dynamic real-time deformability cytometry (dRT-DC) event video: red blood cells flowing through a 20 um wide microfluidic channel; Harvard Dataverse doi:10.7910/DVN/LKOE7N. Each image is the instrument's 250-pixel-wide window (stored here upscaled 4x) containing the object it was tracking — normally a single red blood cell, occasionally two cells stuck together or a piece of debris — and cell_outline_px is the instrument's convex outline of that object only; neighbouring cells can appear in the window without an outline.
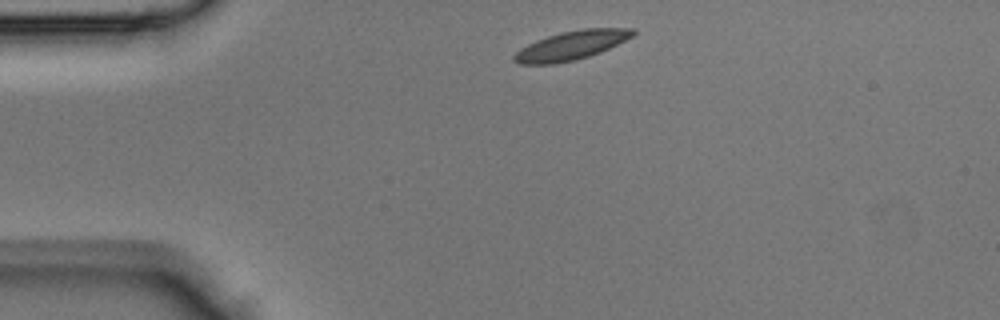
{"species": "Egyptian fruit bat (a non-hibernating species)", "species_latin": "Rousettus aegyptiacus", "temperature_condition": "room temperature", "stored_images_in_passage": 36, "camera_frame_rate_fps": 3000, "um_per_image_px": 0.085, "animal": {"sex": "male"}, "frame": {"image": 1, "passage_image": 1, "time_ms": 0.0, "image_size_px": [1000, 320], "cell_outline_px": [[636, 32], [632, 36], [600, 52], [576, 60], [556, 64], [520, 64], [512, 60], [512, 56], [520, 48], [536, 40], [560, 32], [584, 28], [636, 28]], "centroid_in_image_um": [48.53, 3.86], "position_along_channel_um": 36.5, "area_um2": 20.0}}
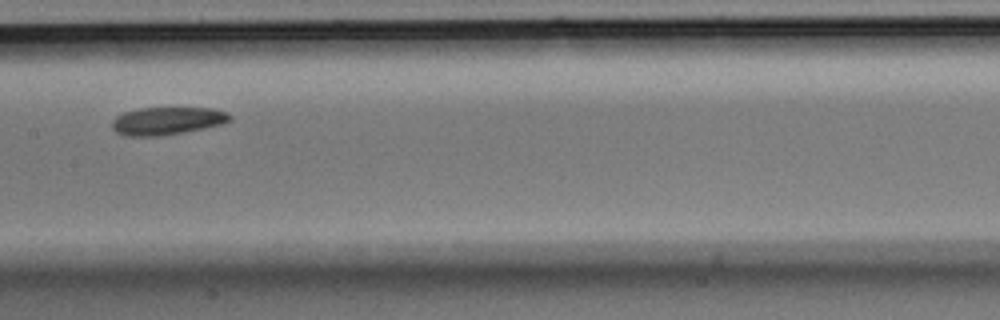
{"frame": {"image": 2, "passage_image": 14, "time_ms": 4.333, "image_size_px": [1000, 320], "cell_outline_px": [[232, 120], [220, 124], [160, 136], [128, 136], [116, 132], [112, 128], [112, 120], [116, 116], [124, 112], [140, 108], [212, 108], [228, 112], [232, 116]], "centroid_in_image_um": [14.18, 10.26], "position_along_channel_um": 193.2, "area_um2": 18.84}}
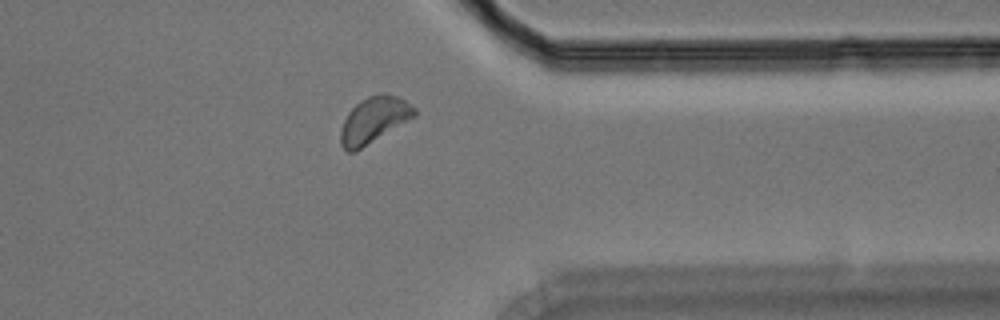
{"frame": {"image": 3, "passage_image": 27, "time_ms": 8.667, "image_size_px": [1000, 320], "cell_outline_px": [[416, 116], [356, 152], [348, 152], [340, 144], [340, 132], [344, 120], [348, 112], [360, 100], [368, 96], [384, 92], [400, 96], [416, 108]], "centroid_in_image_um": [31.8, 10.19], "position_along_channel_um": 379.6, "area_um2": 20.06}}